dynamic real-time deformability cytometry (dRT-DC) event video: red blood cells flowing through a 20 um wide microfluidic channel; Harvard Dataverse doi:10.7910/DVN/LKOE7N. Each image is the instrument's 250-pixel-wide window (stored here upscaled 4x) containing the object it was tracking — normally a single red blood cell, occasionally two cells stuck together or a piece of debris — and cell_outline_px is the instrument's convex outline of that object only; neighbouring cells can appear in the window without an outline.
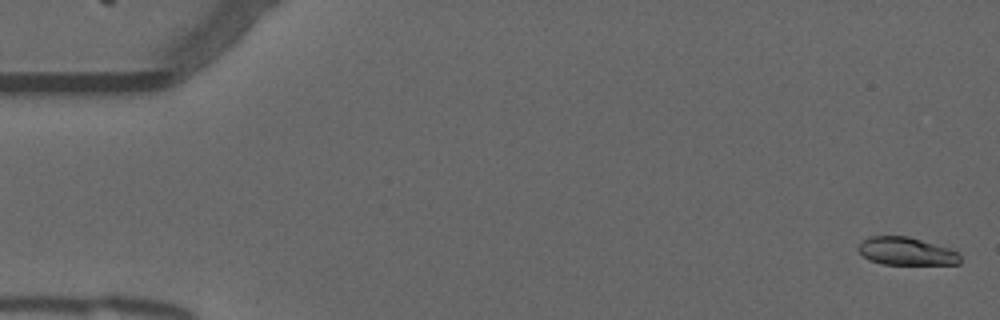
{"species": "common noctule bat (a hibernating species)", "species_latin": "Nyctalus noctula", "temperature_condition": "warm", "stored_images_in_passage": 51, "camera_frame_rate_fps": 3000, "um_per_image_px": 0.085, "animal": {"sex": "male", "forearm_length_mm": 52.5}, "frame": {"image": 1, "passage_image": 1, "time_ms": 0.0, "image_size_px": [1000, 320], "cell_outline_px": [[960, 264], [884, 264], [868, 260], [856, 248], [868, 236], [908, 236], [948, 248], [956, 252], [960, 256]], "centroid_in_image_um": [77.0, 21.36], "position_along_channel_um": 8.0, "area_um2": 16.36}}
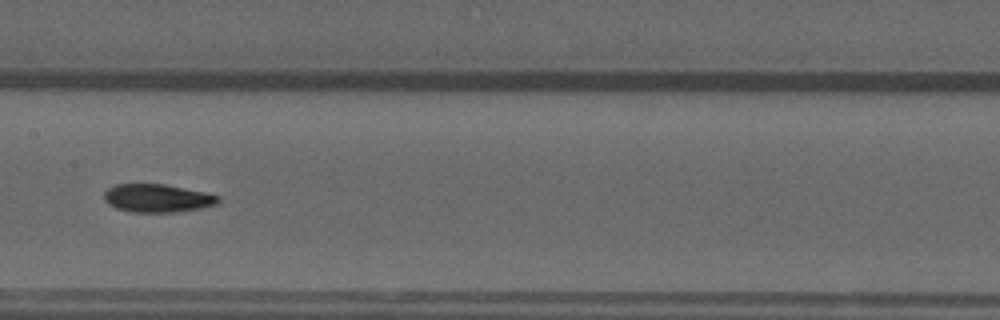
{"frame": {"image": 2, "passage_image": 27, "time_ms": 8.667, "image_size_px": [1000, 320], "cell_outline_px": [[220, 200], [216, 204], [200, 208], [176, 212], [128, 212], [116, 208], [108, 204], [104, 200], [104, 192], [108, 188], [116, 184], [164, 184], [204, 192], [220, 196]], "centroid_in_image_um": [13.34, 16.85], "position_along_channel_um": 194.1, "area_um2": 18.73}}
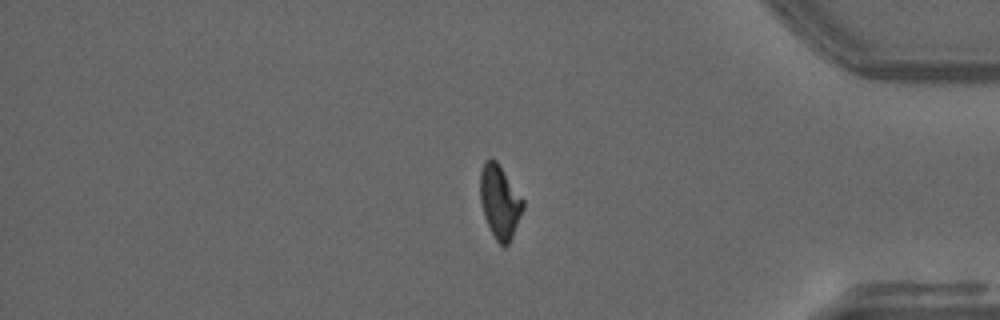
{"frame": {"image": 3, "passage_image": 45, "time_ms": 14.667, "image_size_px": [1000, 320], "cell_outline_px": [[524, 208], [512, 236], [508, 244], [504, 248], [496, 240], [484, 216], [480, 200], [480, 172], [484, 160], [496, 160], [524, 200]], "centroid_in_image_um": [42.48, 17.14], "position_along_channel_um": 392.7, "area_um2": 18.09}, "authors_computed_cell_mechanics": {"area_um2": 18.6116, "velocity_mm_per_s": 3.7825, "shape_relaxation_time_tau1_ms": 7.137, "shape_relaxation_time_tau2_ms": 2.8108, "deformation_change_tau1": 0.223, "deformation_change_tau2": 0.0705}}